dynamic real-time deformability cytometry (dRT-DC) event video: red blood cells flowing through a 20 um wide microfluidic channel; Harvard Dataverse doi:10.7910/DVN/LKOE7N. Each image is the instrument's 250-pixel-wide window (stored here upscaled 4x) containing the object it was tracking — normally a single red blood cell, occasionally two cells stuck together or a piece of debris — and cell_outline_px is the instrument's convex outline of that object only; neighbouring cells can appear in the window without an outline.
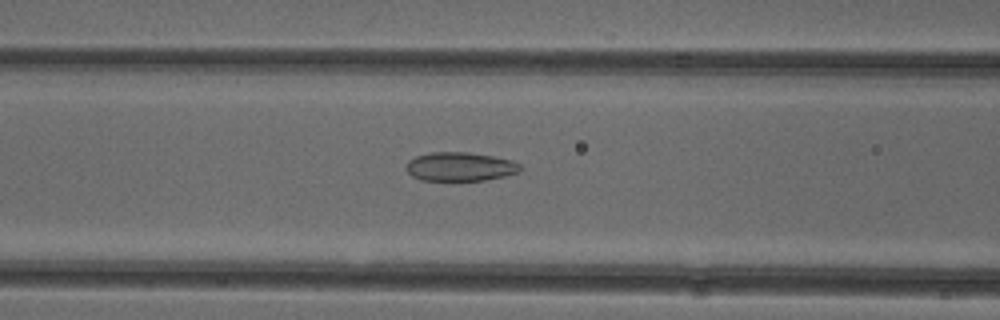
{"species": "common noctule bat (a hibernating species)", "species_latin": "Nyctalus noctula", "temperature_condition": "cold", "stored_images_in_passage": 51, "camera_frame_rate_fps": 3000, "um_per_image_px": 0.085, "animal": {"sex": "female"}, "frame": {"image": 1, "passage_image": 21, "time_ms": 6.667, "image_size_px": [1000, 320], "cell_outline_px": [[520, 172], [504, 176], [484, 180], [420, 180], [412, 176], [408, 172], [408, 160], [416, 156], [432, 152], [468, 152], [492, 156], [512, 160], [520, 164]], "centroid_in_image_um": [39.12, 14.16], "position_along_channel_um": 127.5, "area_um2": 19.02}}
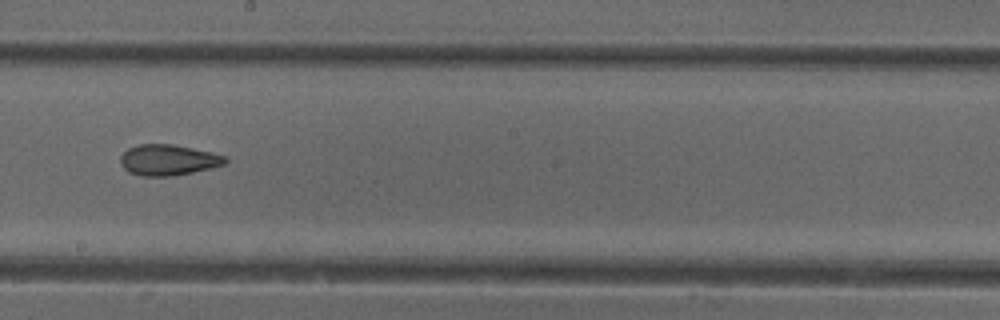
{"frame": {"image": 2, "passage_image": 29, "time_ms": 9.333, "image_size_px": [1000, 320], "cell_outline_px": [[228, 160], [224, 164], [192, 172], [168, 176], [144, 176], [128, 172], [120, 164], [120, 156], [128, 148], [140, 144], [172, 144], [212, 152], [228, 156]], "centroid_in_image_um": [14.29, 13.59], "position_along_channel_um": 233.9, "area_um2": 18.73}}
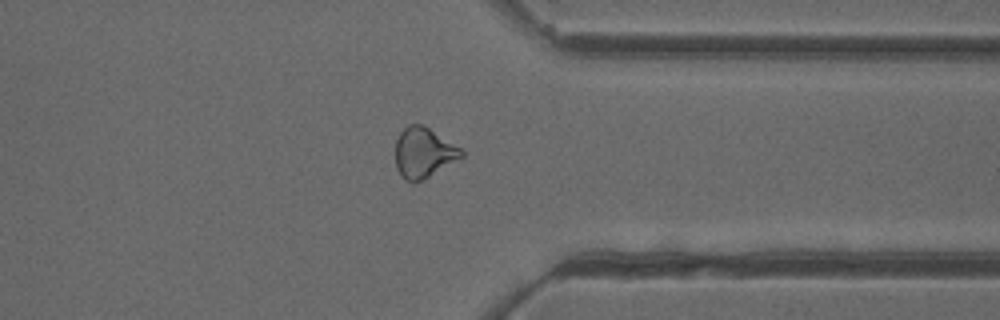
{"frame": {"image": 3, "passage_image": 40, "time_ms": 13.0, "image_size_px": [1000, 320], "cell_outline_px": [[464, 156], [428, 176], [420, 180], [404, 180], [396, 168], [396, 140], [400, 132], [408, 124], [424, 124], [464, 148]], "centroid_in_image_um": [36.04, 12.92], "position_along_channel_um": 375.4, "area_um2": 19.36}, "authors_computed_cell_mechanics": {"area_um2": 19.9988, "velocity_mm_per_s": 3.9833, "shape_relaxation_time_tau1_ms": null, "shape_relaxation_time_tau2_ms": 2.1975, "deformation_change_tau1": null, "deformation_change_tau2": 0.0949}}